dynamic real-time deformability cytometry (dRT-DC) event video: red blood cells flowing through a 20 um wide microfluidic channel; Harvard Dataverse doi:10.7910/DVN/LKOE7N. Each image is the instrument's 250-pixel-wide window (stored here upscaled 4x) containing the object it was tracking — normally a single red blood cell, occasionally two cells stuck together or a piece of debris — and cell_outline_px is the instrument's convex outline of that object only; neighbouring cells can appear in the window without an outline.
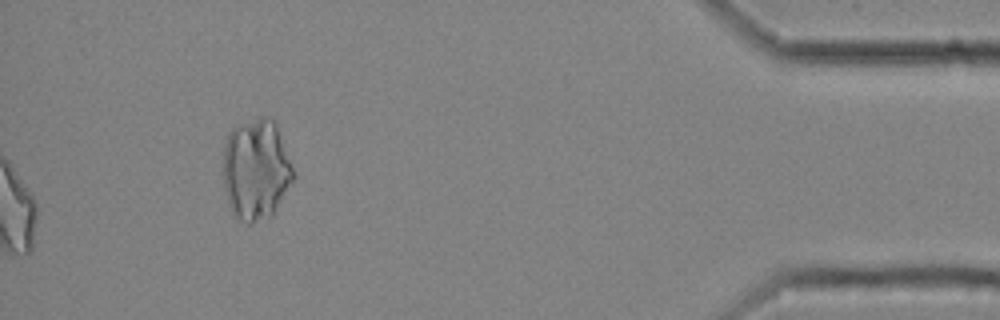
{"species": "common noctule bat (a hibernating species)", "species_latin": "Nyctalus noctula", "temperature_condition": "cold", "stored_images_in_passage": 50, "segment_of_instrument_passage": [2, 2], "camera_frame_rate_fps": 3000, "um_per_image_px": 0.085, "animal": {"sex": "female", "body_mass_g": 25.1}, "frame": {"image": 1, "passage_image": 50, "time_ms": 16.333, "image_size_px": [1000, 320], "cell_outline_px": [[296, 176], [272, 216], [252, 224], [248, 224], [236, 220], [228, 204], [224, 188], [224, 144], [228, 132], [232, 128], [260, 116], [272, 116], [276, 120]], "centroid_in_image_um": [21.78, 14.41], "position_along_channel_um": 413.4, "area_um2": 42.14}}